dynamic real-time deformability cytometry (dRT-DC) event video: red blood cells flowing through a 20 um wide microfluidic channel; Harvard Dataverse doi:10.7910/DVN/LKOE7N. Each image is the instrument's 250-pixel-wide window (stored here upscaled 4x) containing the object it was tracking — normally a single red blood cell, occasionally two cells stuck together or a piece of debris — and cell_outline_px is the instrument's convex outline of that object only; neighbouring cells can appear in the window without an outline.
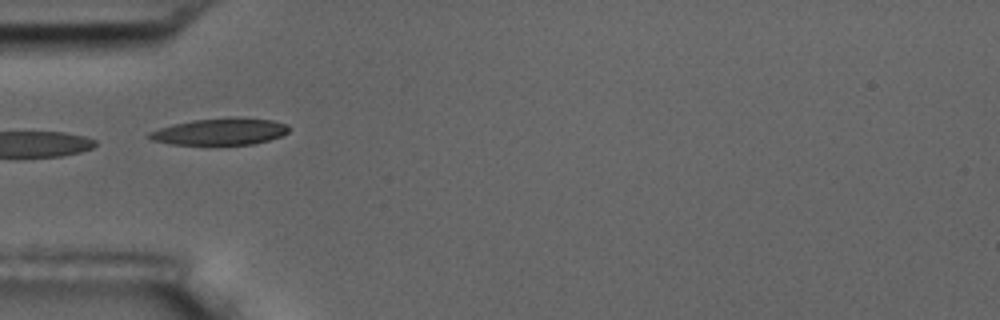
{"species": "common noctule bat (a hibernating species)", "species_latin": "Nyctalus noctula", "temperature_condition": "room temperature", "stored_images_in_passage": 2, "camera_frame_rate_fps": 3000, "um_per_image_px": 0.085, "animal": {"sex": "male", "body_mass_g": 17.5, "forearm_length_mm": 52.3}, "frame": {"image": 1, "passage_image": 1, "time_ms": 0.0, "image_size_px": [1000, 320], "cell_outline_px": [[288, 132], [280, 136], [268, 140], [252, 144], [172, 144], [152, 140], [144, 136], [148, 132], [172, 124], [192, 120], [228, 116], [232, 116], [272, 120], [288, 124]], "centroid_in_image_um": [18.68, 11.16], "position_along_channel_um": 66.3, "area_um2": 21.91}}